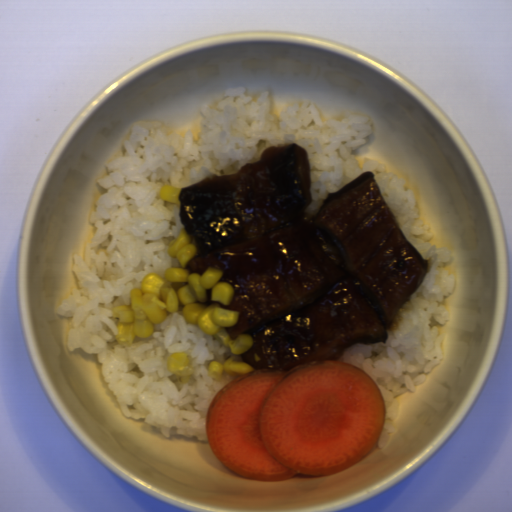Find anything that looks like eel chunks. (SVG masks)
<instances>
[{
	"label": "eel chunks",
	"mask_w": 512,
	"mask_h": 512,
	"mask_svg": "<svg viewBox=\"0 0 512 512\" xmlns=\"http://www.w3.org/2000/svg\"><path fill=\"white\" fill-rule=\"evenodd\" d=\"M194 238L188 274L221 271L238 313L229 339L249 335L241 361L290 371L385 343L431 266L398 225L373 171L328 192L315 213L308 151L266 146L235 173L211 174L177 194Z\"/></svg>",
	"instance_id": "eel-chunks-1"
}]
</instances>
